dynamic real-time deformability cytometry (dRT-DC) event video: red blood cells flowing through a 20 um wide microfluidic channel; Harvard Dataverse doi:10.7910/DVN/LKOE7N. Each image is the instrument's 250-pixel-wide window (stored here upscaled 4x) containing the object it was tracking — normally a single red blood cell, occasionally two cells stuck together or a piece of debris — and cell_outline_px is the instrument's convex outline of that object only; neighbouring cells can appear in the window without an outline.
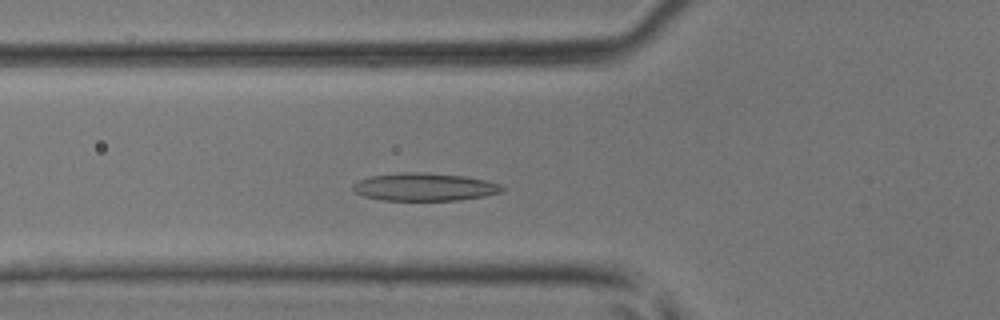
{"species": "common noctule bat (a hibernating species)", "species_latin": "Nyctalus noctula", "temperature_condition": "room temperature", "stored_images_in_passage": 42, "camera_frame_rate_fps": 3000, "um_per_image_px": 0.085, "animal": {"sex": "male", "body_mass_g": 17.9, "forearm_length_mm": 54.2}, "frame": {"image": 1, "passage_image": 12, "time_ms": 3.667, "image_size_px": [1000, 320], "cell_outline_px": [[504, 188], [500, 192], [484, 196], [460, 200], [380, 200], [364, 196], [356, 192], [352, 188], [352, 184], [368, 176], [400, 172], [428, 172], [464, 176], [488, 180], [500, 184]], "centroid_in_image_um": [36.07, 15.88], "position_along_channel_um": 89.7, "area_um2": 24.33}}
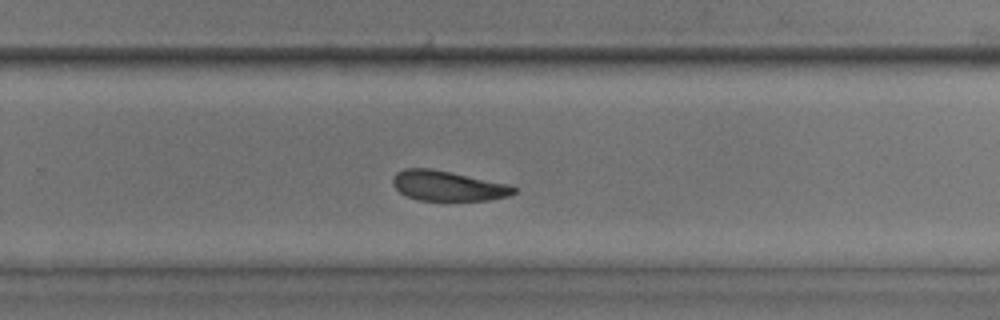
{"frame": {"image": 2, "passage_image": 26, "time_ms": 8.333, "image_size_px": [1000, 320], "cell_outline_px": [[516, 192], [508, 196], [488, 200], [420, 200], [408, 196], [400, 192], [392, 184], [392, 176], [396, 172], [404, 168], [428, 168], [452, 172], [508, 184], [516, 188]], "centroid_in_image_um": [38.04, 15.78], "position_along_channel_um": 291.8, "area_um2": 21.1}}
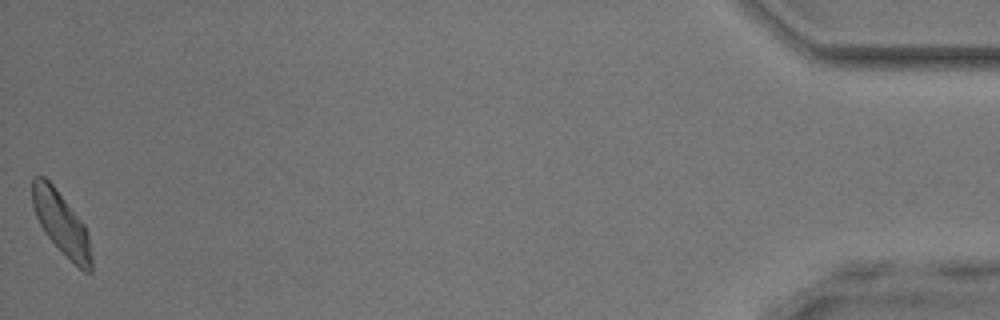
{"frame": {"image": 3, "passage_image": 42, "time_ms": 13.667, "image_size_px": [1000, 320], "cell_outline_px": [[92, 272], [84, 272], [48, 236], [40, 224], [36, 216], [32, 204], [32, 176], [44, 176], [52, 184], [84, 224], [88, 232], [92, 256]], "centroid_in_image_um": [5.22, 18.95], "position_along_channel_um": 430.0, "area_um2": 21.04}}